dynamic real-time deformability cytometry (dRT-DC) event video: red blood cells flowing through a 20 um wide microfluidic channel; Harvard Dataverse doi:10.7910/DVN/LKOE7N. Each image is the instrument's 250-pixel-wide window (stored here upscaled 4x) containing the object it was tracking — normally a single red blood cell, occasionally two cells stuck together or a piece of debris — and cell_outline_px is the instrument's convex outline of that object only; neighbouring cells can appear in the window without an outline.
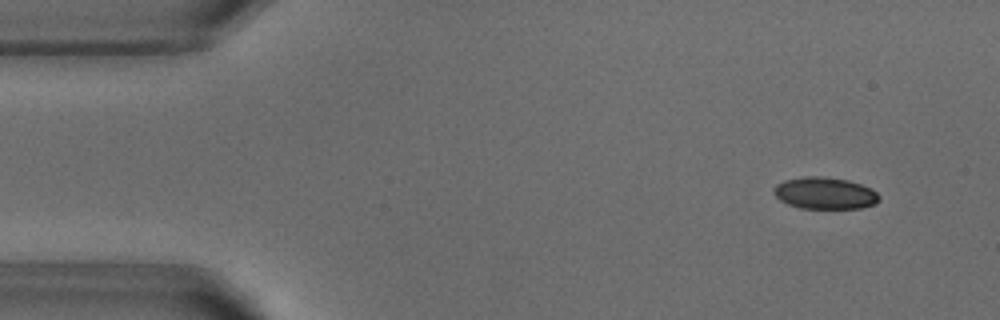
{"species": "common noctule bat (a hibernating species)", "species_latin": "Nyctalus noctula", "temperature_condition": "warm", "stored_images_in_passage": 52, "camera_frame_rate_fps": 3000, "um_per_image_px": 0.085, "animal": {"sex": "male", "body_mass_g": 18.8}, "frame": {"image": 1, "passage_image": 4, "time_ms": 1.0, "image_size_px": [1000, 320], "cell_outline_px": [[880, 200], [876, 204], [860, 208], [800, 208], [788, 204], [780, 200], [772, 192], [772, 188], [776, 184], [784, 180], [804, 176], [824, 176], [848, 180], [872, 188], [880, 196]], "centroid_in_image_um": [70.11, 16.41], "position_along_channel_um": 14.9, "area_um2": 19.77}}
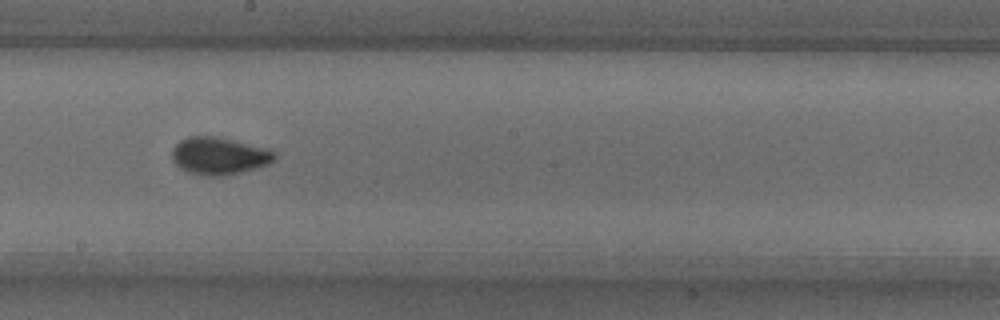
{"frame": {"image": 2, "passage_image": 28, "time_ms": 9.0, "image_size_px": [1000, 320], "cell_outline_px": [[276, 156], [268, 164], [256, 168], [240, 172], [220, 176], [204, 176], [188, 172], [180, 168], [172, 160], [172, 148], [180, 140], [188, 136], [216, 136], [268, 148], [276, 152]], "centroid_in_image_um": [18.6, 13.24], "position_along_channel_um": 229.6, "area_um2": 22.37}}
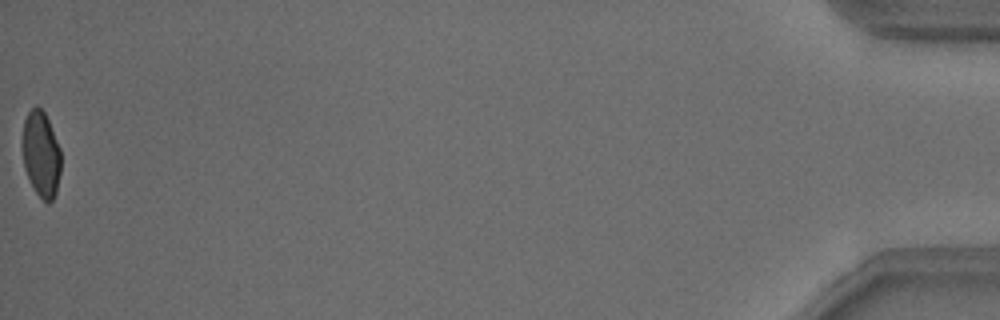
{"frame": {"image": 3, "passage_image": 52, "time_ms": 17.0, "image_size_px": [1000, 320], "cell_outline_px": [[60, 172], [56, 192], [52, 200], [48, 204], [36, 192], [24, 168], [20, 144], [20, 140], [24, 120], [28, 112], [36, 104], [44, 112], [48, 120], [60, 148]], "centroid_in_image_um": [3.45, 13.06], "position_along_channel_um": 431.7, "area_um2": 19.48}, "authors_computed_cell_mechanics": {"area_um2": 20.9236, "velocity_mm_per_s": 3.8259, "shape_relaxation_time_tau1_ms": 4.7253, "shape_relaxation_time_tau2_ms": null, "deformation_change_tau1": 0.1256, "deformation_change_tau2": null}}